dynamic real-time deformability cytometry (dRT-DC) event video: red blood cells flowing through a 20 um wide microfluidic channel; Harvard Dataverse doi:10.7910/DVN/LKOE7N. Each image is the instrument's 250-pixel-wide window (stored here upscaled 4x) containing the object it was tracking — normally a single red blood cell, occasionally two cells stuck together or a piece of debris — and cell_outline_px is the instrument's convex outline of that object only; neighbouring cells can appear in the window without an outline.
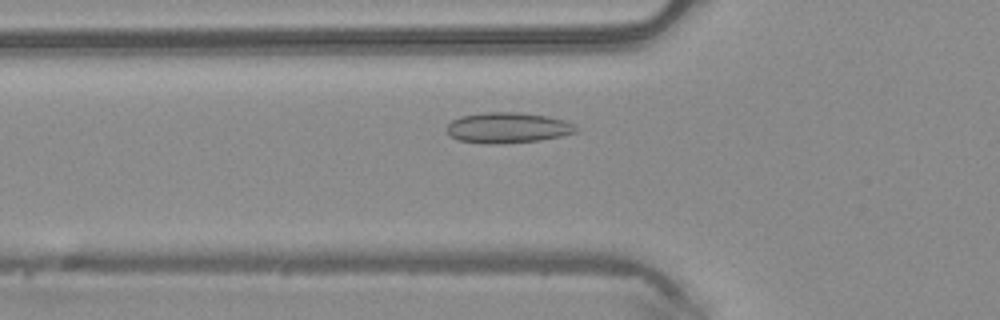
{"species": "common noctule bat (a hibernating species)", "species_latin": "Nyctalus noctula", "temperature_condition": "warm", "stored_images_in_passage": 45, "camera_frame_rate_fps": 3000, "um_per_image_px": 0.085, "animal": {"sex": "male", "body_mass_g": 20.4}, "frame": {"image": 1, "passage_image": 12, "time_ms": 3.667, "image_size_px": [1000, 320], "cell_outline_px": [[580, 128], [576, 132], [560, 136], [540, 140], [492, 144], [484, 144], [460, 140], [452, 136], [448, 132], [448, 124], [452, 120], [460, 116], [484, 112], [516, 112], [548, 116], [564, 120]], "centroid_in_image_um": [43.17, 10.85], "position_along_channel_um": 82.6, "area_um2": 22.89}}
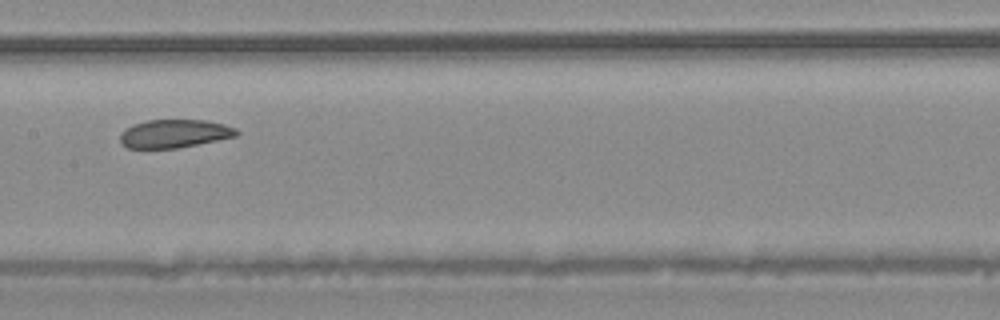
{"frame": {"image": 2, "passage_image": 20, "time_ms": 6.333, "image_size_px": [1000, 320], "cell_outline_px": [[240, 132], [236, 136], [176, 148], [128, 148], [120, 144], [120, 132], [124, 128], [132, 124], [148, 120], [204, 120], [224, 124], [236, 128]], "centroid_in_image_um": [14.77, 11.35], "position_along_channel_um": 192.6, "area_um2": 19.19}}
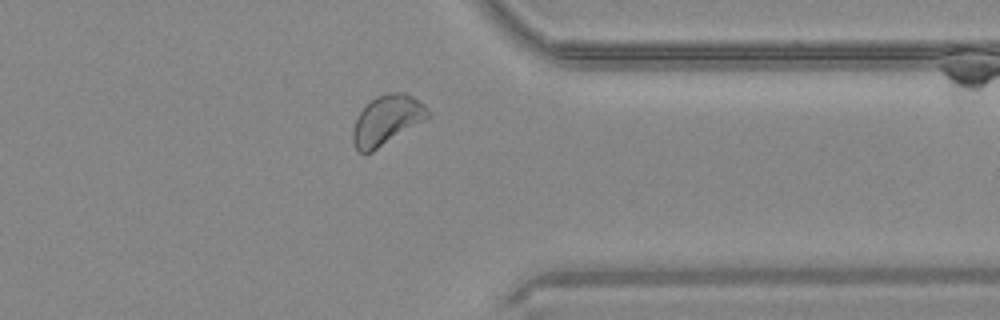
{"frame": {"image": 3, "passage_image": 34, "time_ms": 11.0, "image_size_px": [1000, 320], "cell_outline_px": [[432, 112], [428, 120], [372, 152], [360, 152], [356, 148], [352, 140], [352, 128], [364, 104], [376, 96], [388, 92], [404, 92], [412, 96], [424, 104]], "centroid_in_image_um": [32.92, 10.19], "position_along_channel_um": 378.5, "area_um2": 22.2}}